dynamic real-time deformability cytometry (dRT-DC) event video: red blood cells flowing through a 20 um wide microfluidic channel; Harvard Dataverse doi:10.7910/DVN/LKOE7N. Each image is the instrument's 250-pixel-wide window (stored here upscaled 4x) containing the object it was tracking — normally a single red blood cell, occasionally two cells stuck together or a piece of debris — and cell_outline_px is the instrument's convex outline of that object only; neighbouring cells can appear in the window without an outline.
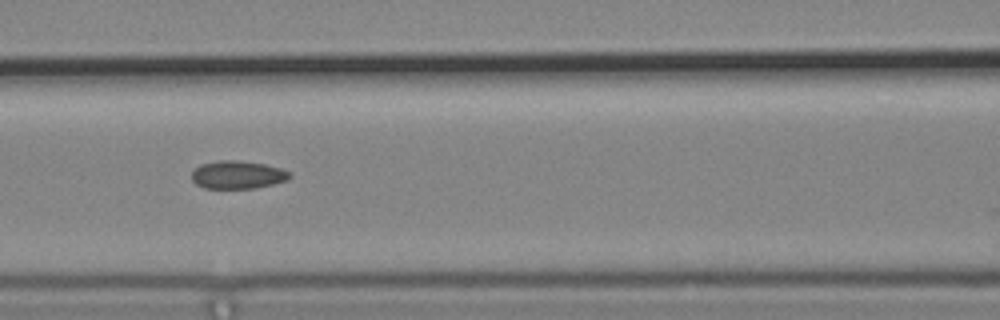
{"species": "common noctule bat (a hibernating species)", "species_latin": "Nyctalus noctula", "temperature_condition": "cold", "stored_images_in_passage": 11, "camera_frame_rate_fps": 3000, "um_per_image_px": 0.085, "animal": {"sex": "male", "body_mass_g": 19.2, "forearm_length_mm": 51.8}, "frame": {"image": 1, "passage_image": 7, "time_ms": 2.0, "image_size_px": [1000, 320], "cell_outline_px": [[292, 176], [288, 180], [256, 188], [204, 188], [196, 184], [192, 180], [192, 172], [200, 164], [220, 160], [236, 160], [264, 164], [280, 168], [292, 172]], "centroid_in_image_um": [20.22, 14.85], "position_along_channel_um": 146.4, "area_um2": 16.01}}
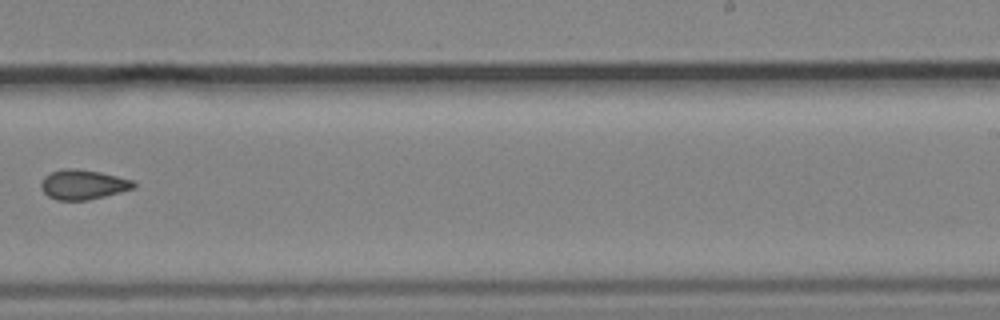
{"frame": {"image": 2, "passage_image": 10, "time_ms": 3.0, "image_size_px": [1000, 320], "cell_outline_px": [[136, 188], [88, 200], [56, 200], [48, 196], [40, 188], [40, 184], [44, 176], [52, 172], [64, 168], [72, 168], [100, 172], [132, 180], [136, 184]], "centroid_in_image_um": [7.04, 15.69], "position_along_channel_um": 282.0, "area_um2": 16.01}}
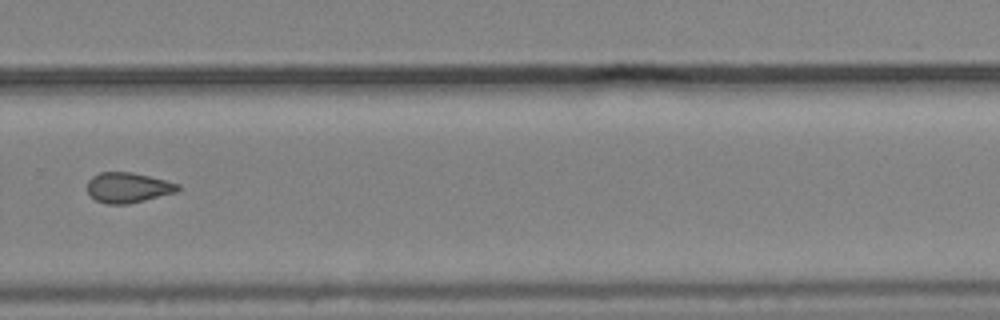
{"frame": {"image": 3, "passage_image": 11, "time_ms": 3.333, "image_size_px": [1000, 320], "cell_outline_px": [[180, 188], [176, 192], [128, 204], [108, 204], [96, 200], [88, 192], [88, 180], [92, 176], [100, 172], [132, 172], [180, 184]], "centroid_in_image_um": [10.87, 15.94], "position_along_channel_um": 318.9, "area_um2": 15.78}}